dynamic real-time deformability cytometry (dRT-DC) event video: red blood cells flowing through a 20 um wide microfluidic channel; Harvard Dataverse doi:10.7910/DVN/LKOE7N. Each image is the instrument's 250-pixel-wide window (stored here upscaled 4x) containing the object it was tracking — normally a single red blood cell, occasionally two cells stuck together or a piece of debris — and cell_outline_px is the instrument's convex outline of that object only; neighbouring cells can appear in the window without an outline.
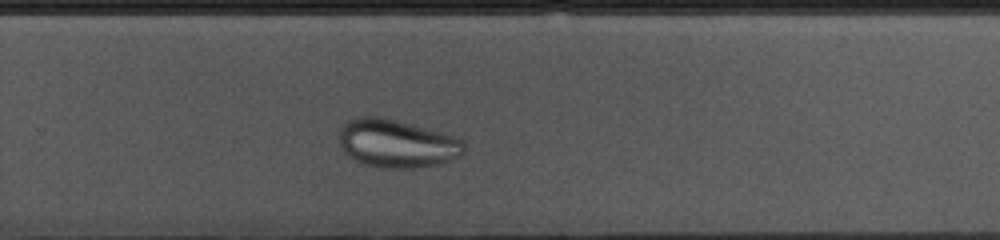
{"species": "common noctule bat (a hibernating species)", "species_latin": "Nyctalus noctula", "temperature_condition": "cold", "stored_images_in_passage": 29, "camera_frame_rate_fps": 3000, "um_per_image_px": 0.085, "animal": {"sex": "female", "body_mass_g": 10.0, "forearm_length_mm": 53.1}, "frame": {"image": 1, "passage_image": 21, "time_ms": 6.667, "image_size_px": [1000, 240], "cell_outline_px": [[464, 152], [460, 156], [436, 164], [412, 168], [384, 168], [364, 164], [356, 160], [344, 152], [340, 144], [340, 128], [348, 120], [360, 116], [380, 116], [396, 120], [456, 136], [464, 140]], "centroid_in_image_um": [33.73, 12.19], "position_along_channel_um": 296.1, "area_um2": 34.85}}